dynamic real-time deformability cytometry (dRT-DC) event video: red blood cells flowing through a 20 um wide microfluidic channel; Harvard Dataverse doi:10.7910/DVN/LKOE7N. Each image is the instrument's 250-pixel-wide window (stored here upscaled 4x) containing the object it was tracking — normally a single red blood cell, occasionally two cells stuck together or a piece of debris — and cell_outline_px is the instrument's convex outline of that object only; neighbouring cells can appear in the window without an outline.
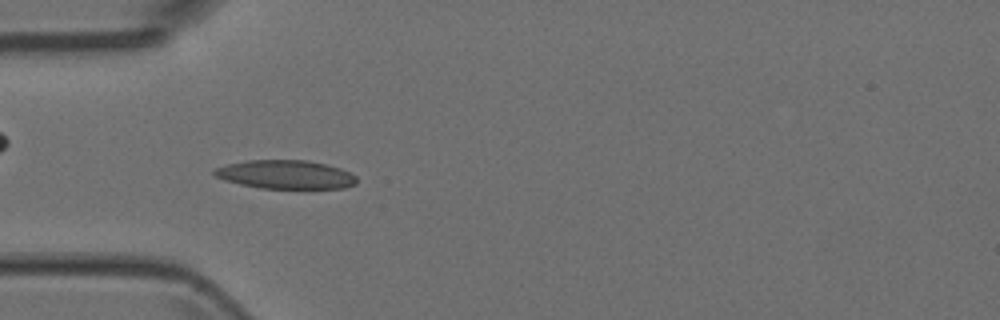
{"species": "Egyptian fruit bat (a non-hibernating species)", "species_latin": "Rousettus aegyptiacus", "temperature_condition": "room temperature", "stored_images_in_passage": 6, "camera_frame_rate_fps": 3000, "um_per_image_px": 0.085, "animal": {"sex": "female"}, "frame": {"image": 1, "passage_image": 5, "time_ms": 1.333, "image_size_px": [1000, 320], "cell_outline_px": [[356, 184], [344, 188], [260, 188], [240, 184], [224, 180], [216, 176], [212, 172], [212, 168], [228, 164], [248, 160], [308, 160], [340, 168], [356, 176]], "centroid_in_image_um": [24.24, 14.83], "position_along_channel_um": 60.8, "area_um2": 23.7}}
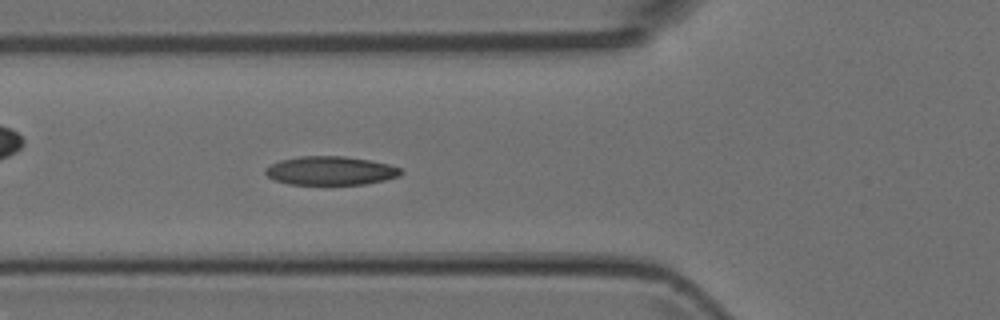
{"frame": {"image": 2, "passage_image": 6, "time_ms": 1.667, "image_size_px": [1000, 320], "cell_outline_px": [[404, 172], [400, 176], [384, 180], [364, 184], [288, 184], [276, 180], [268, 176], [264, 172], [264, 168], [280, 160], [300, 156], [344, 156], [368, 160], [388, 164], [400, 168]], "centroid_in_image_um": [28.1, 14.51], "position_along_channel_um": 97.7, "area_um2": 22.54}}